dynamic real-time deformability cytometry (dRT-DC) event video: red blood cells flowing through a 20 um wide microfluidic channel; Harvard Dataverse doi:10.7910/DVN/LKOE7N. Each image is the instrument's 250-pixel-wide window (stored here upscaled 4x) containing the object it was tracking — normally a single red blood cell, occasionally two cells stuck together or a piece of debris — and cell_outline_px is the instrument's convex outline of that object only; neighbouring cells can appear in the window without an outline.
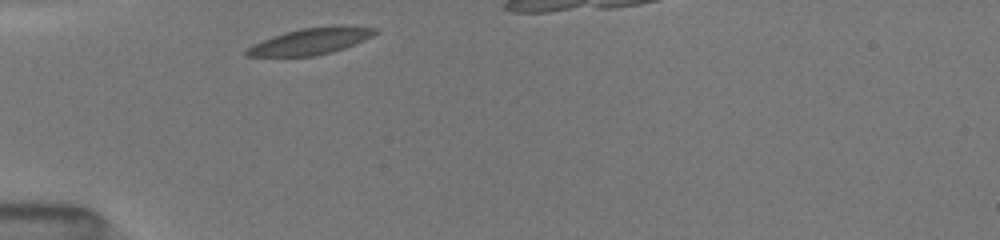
{"species": "common noctule bat (a hibernating species)", "species_latin": "Nyctalus noctula", "temperature_condition": "room temperature", "stored_images_in_passage": 17, "segment_of_instrument_passage": [1, 2], "camera_frame_rate_fps": 3000, "um_per_image_px": 0.085, "animal": {"sex": "female", "body_mass_g": 19.5, "forearm_length_mm": 54.1}, "frame": {"image": 1, "passage_image": 1, "time_ms": 0.0, "image_size_px": [1000, 240], "cell_outline_px": [[380, 28], [372, 36], [364, 40], [344, 48], [332, 52], [316, 56], [244, 56], [244, 52], [252, 44], [272, 36], [284, 32], [300, 28], [336, 24], [344, 24]], "centroid_in_image_um": [26.45, 3.47], "position_along_channel_um": 58.6, "area_um2": 20.23}}
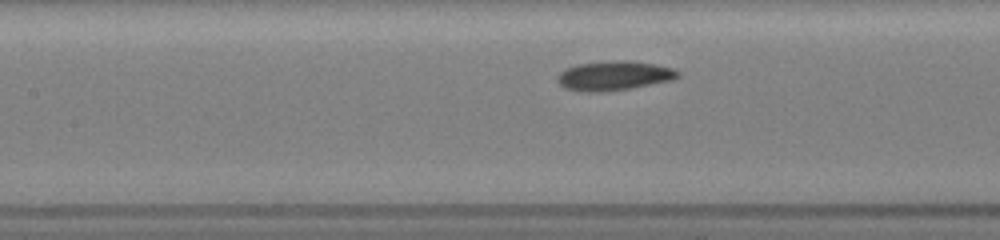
{"frame": {"image": 2, "passage_image": 11, "time_ms": 2.667, "image_size_px": [1000, 240], "cell_outline_px": [[680, 76], [672, 80], [632, 88], [604, 92], [584, 92], [564, 88], [556, 80], [556, 76], [560, 72], [576, 64], [612, 60], [632, 60], [676, 68], [680, 72]], "centroid_in_image_um": [52.21, 6.43], "position_along_channel_um": 155.2, "area_um2": 20.98}}
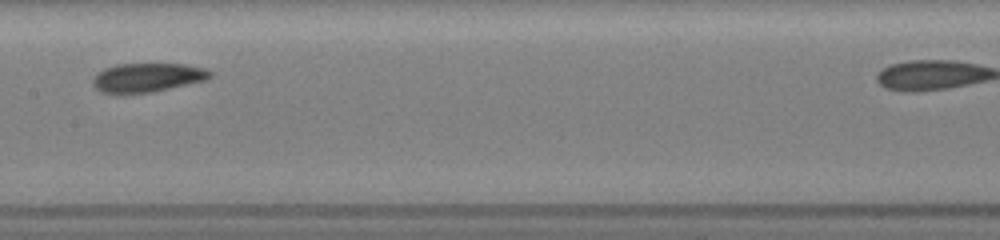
{"frame": {"image": 3, "passage_image": 15, "time_ms": 3.667, "image_size_px": [1000, 240], "cell_outline_px": [[212, 76], [208, 80], [152, 92], [100, 92], [92, 84], [92, 80], [104, 68], [116, 64], [184, 64], [204, 68], [212, 72]], "centroid_in_image_um": [12.58, 6.57], "position_along_channel_um": 194.8, "area_um2": 19.54}}